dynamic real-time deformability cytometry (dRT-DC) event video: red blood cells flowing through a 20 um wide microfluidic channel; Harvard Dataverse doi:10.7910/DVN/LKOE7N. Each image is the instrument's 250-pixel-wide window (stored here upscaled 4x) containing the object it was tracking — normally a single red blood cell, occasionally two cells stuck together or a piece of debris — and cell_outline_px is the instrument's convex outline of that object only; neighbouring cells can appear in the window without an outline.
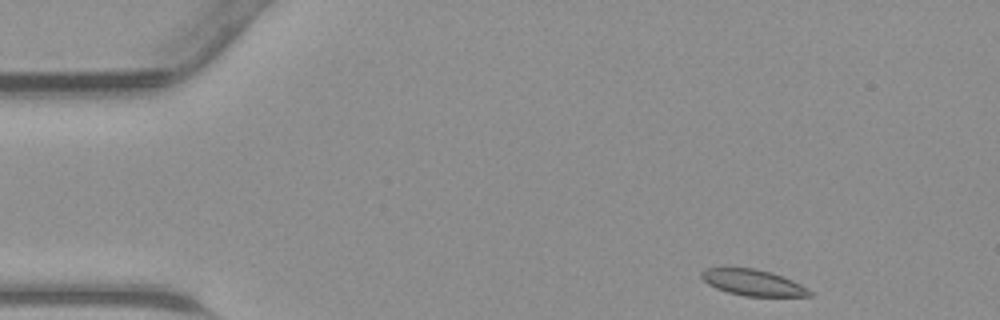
{"species": "common noctule bat (a hibernating species)", "species_latin": "Nyctalus noctula", "temperature_condition": "warm", "stored_images_in_passage": 41, "camera_frame_rate_fps": 3000, "um_per_image_px": 0.085, "animal": {"sex": "male", "body_mass_g": 23.1, "forearm_length_mm": 52.7}, "frame": {"image": 1, "passage_image": 1, "time_ms": 0.0, "image_size_px": [1000, 320], "cell_outline_px": [[812, 296], [744, 296], [728, 292], [716, 288], [708, 284], [700, 276], [700, 272], [708, 268], [756, 268], [772, 272], [792, 280], [808, 288], [812, 292]], "centroid_in_image_um": [64.01, 24.02], "position_along_channel_um": 21.0, "area_um2": 16.42}}
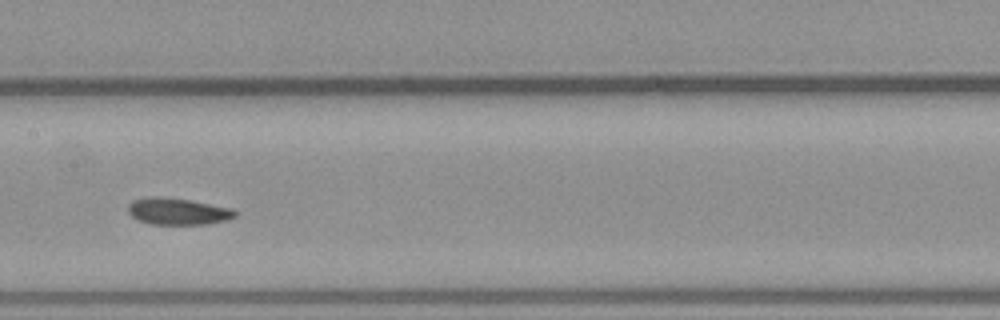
{"frame": {"image": 2, "passage_image": 18, "time_ms": 5.667, "image_size_px": [1000, 320], "cell_outline_px": [[236, 216], [228, 220], [208, 224], [152, 224], [140, 220], [132, 216], [128, 212], [128, 204], [132, 200], [148, 196], [160, 196], [188, 200], [236, 208]], "centroid_in_image_um": [15.14, 17.95], "position_along_channel_um": 192.3, "area_um2": 16.82}}
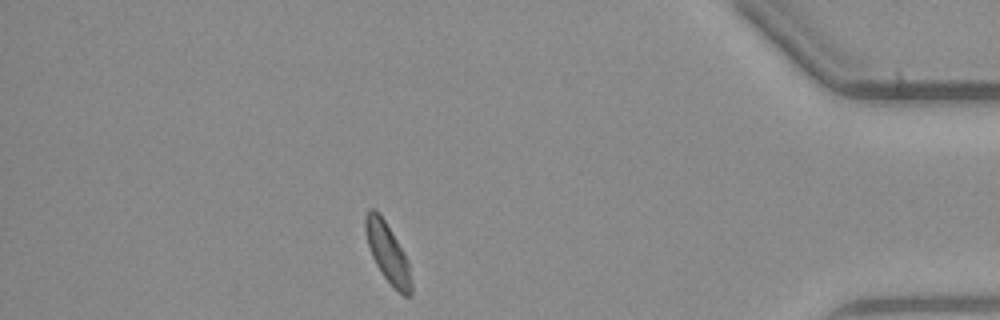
{"frame": {"image": 3, "passage_image": 35, "time_ms": 11.333, "image_size_px": [1000, 320], "cell_outline_px": [[412, 296], [404, 296], [384, 276], [376, 264], [372, 256], [368, 244], [364, 228], [364, 216], [368, 208], [376, 208], [380, 212], [404, 252], [408, 260], [412, 284]], "centroid_in_image_um": [32.94, 21.42], "position_along_channel_um": 402.3, "area_um2": 15.9}}